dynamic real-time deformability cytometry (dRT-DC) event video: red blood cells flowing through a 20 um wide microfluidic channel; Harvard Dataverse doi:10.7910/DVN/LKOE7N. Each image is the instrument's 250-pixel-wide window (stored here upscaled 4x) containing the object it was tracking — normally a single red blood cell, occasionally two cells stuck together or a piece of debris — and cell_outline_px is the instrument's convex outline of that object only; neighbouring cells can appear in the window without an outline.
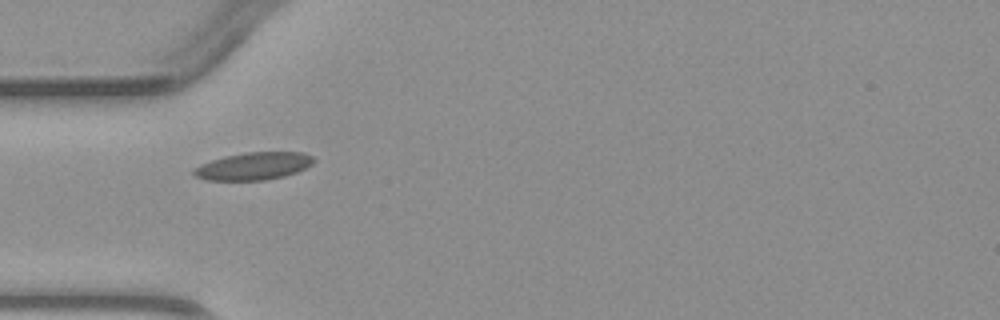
{"species": "common noctule bat (a hibernating species)", "species_latin": "Nyctalus noctula", "temperature_condition": "warm", "stored_images_in_passage": 1, "camera_frame_rate_fps": 3000, "um_per_image_px": 0.085, "animal": {"sex": "male", "body_mass_g": 23.1, "forearm_length_mm": 52.7}, "frame": {"image": 1, "passage_image": 1, "time_ms": 0.0, "image_size_px": [1000, 320], "cell_outline_px": [[316, 160], [312, 164], [296, 172], [284, 176], [264, 180], [204, 180], [196, 176], [192, 172], [192, 168], [200, 164], [224, 156], [244, 152], [304, 152], [312, 156]], "centroid_in_image_um": [21.53, 14.11], "position_along_channel_um": 63.5, "area_um2": 19.31}}